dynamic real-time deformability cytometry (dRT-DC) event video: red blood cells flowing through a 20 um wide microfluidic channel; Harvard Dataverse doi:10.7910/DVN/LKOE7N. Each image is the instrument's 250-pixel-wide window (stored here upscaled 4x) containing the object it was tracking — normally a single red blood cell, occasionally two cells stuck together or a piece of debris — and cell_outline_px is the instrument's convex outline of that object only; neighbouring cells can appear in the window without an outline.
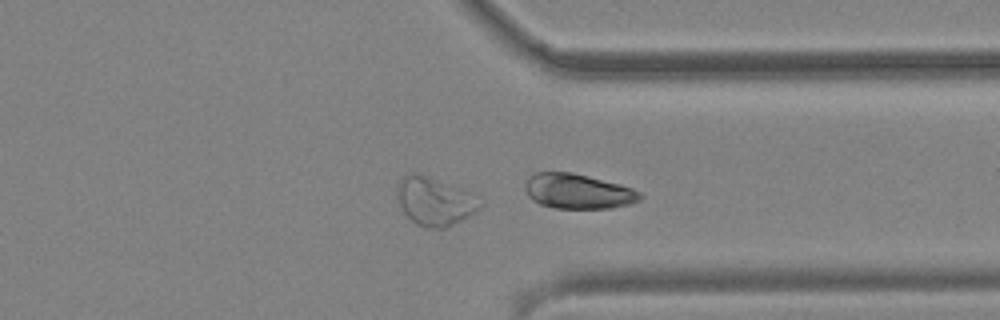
{"species": "common noctule bat (a hibernating species)", "species_latin": "Nyctalus noctula", "temperature_condition": "cold", "stored_images_in_passage": 38, "camera_frame_rate_fps": 3000, "um_per_image_px": 0.085, "animal": {"sex": "male", "body_mass_g": 19.2, "forearm_length_mm": 51.8}, "frame": {"image": 1, "passage_image": 38, "time_ms": 12.333, "image_size_px": [1000, 320], "cell_outline_px": [[644, 196], [640, 200], [628, 204], [612, 208], [556, 208], [540, 204], [532, 200], [528, 196], [524, 188], [524, 184], [528, 176], [536, 172], [572, 172], [620, 184], [632, 188], [640, 192]], "centroid_in_image_um": [49.1, 16.25], "position_along_channel_um": 362.3, "area_um2": 23.52}}